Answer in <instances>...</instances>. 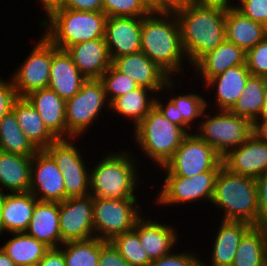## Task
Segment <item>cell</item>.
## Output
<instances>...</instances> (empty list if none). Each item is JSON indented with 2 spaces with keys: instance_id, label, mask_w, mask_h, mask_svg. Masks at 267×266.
Instances as JSON below:
<instances>
[{
  "instance_id": "6da1fadb",
  "label": "cell",
  "mask_w": 267,
  "mask_h": 266,
  "mask_svg": "<svg viewBox=\"0 0 267 266\" xmlns=\"http://www.w3.org/2000/svg\"><path fill=\"white\" fill-rule=\"evenodd\" d=\"M226 6L195 3L175 14L190 68L225 39Z\"/></svg>"
},
{
  "instance_id": "7a4b0ae2",
  "label": "cell",
  "mask_w": 267,
  "mask_h": 266,
  "mask_svg": "<svg viewBox=\"0 0 267 266\" xmlns=\"http://www.w3.org/2000/svg\"><path fill=\"white\" fill-rule=\"evenodd\" d=\"M141 51L171 78H183L185 68L190 66L175 14L150 13L142 18Z\"/></svg>"
},
{
  "instance_id": "3957f363",
  "label": "cell",
  "mask_w": 267,
  "mask_h": 266,
  "mask_svg": "<svg viewBox=\"0 0 267 266\" xmlns=\"http://www.w3.org/2000/svg\"><path fill=\"white\" fill-rule=\"evenodd\" d=\"M110 151L90 168V195L114 200L137 198L139 161L130 149ZM138 165V166H137Z\"/></svg>"
},
{
  "instance_id": "277c9868",
  "label": "cell",
  "mask_w": 267,
  "mask_h": 266,
  "mask_svg": "<svg viewBox=\"0 0 267 266\" xmlns=\"http://www.w3.org/2000/svg\"><path fill=\"white\" fill-rule=\"evenodd\" d=\"M211 204L223 210L221 220L261 225L255 178L232 173L222 166L216 177Z\"/></svg>"
},
{
  "instance_id": "5b68a950",
  "label": "cell",
  "mask_w": 267,
  "mask_h": 266,
  "mask_svg": "<svg viewBox=\"0 0 267 266\" xmlns=\"http://www.w3.org/2000/svg\"><path fill=\"white\" fill-rule=\"evenodd\" d=\"M107 16L103 11L60 8L41 19V32L57 48L66 50L81 42L104 38Z\"/></svg>"
},
{
  "instance_id": "8992f818",
  "label": "cell",
  "mask_w": 267,
  "mask_h": 266,
  "mask_svg": "<svg viewBox=\"0 0 267 266\" xmlns=\"http://www.w3.org/2000/svg\"><path fill=\"white\" fill-rule=\"evenodd\" d=\"M133 130V143H137L135 145L144 157L158 168L166 164L188 134L181 126L170 122L156 107Z\"/></svg>"
},
{
  "instance_id": "52a82bcc",
  "label": "cell",
  "mask_w": 267,
  "mask_h": 266,
  "mask_svg": "<svg viewBox=\"0 0 267 266\" xmlns=\"http://www.w3.org/2000/svg\"><path fill=\"white\" fill-rule=\"evenodd\" d=\"M209 112L205 110L194 133L213 147L221 157L243 144L253 134V123L247 118L237 116L230 110Z\"/></svg>"
},
{
  "instance_id": "ba28073f",
  "label": "cell",
  "mask_w": 267,
  "mask_h": 266,
  "mask_svg": "<svg viewBox=\"0 0 267 266\" xmlns=\"http://www.w3.org/2000/svg\"><path fill=\"white\" fill-rule=\"evenodd\" d=\"M106 107L104 111L110 110L103 82L100 79H87L80 91L66 100L67 138L82 139L94 126L93 122L100 120L99 116Z\"/></svg>"
},
{
  "instance_id": "9c48e42d",
  "label": "cell",
  "mask_w": 267,
  "mask_h": 266,
  "mask_svg": "<svg viewBox=\"0 0 267 266\" xmlns=\"http://www.w3.org/2000/svg\"><path fill=\"white\" fill-rule=\"evenodd\" d=\"M138 198L114 200L93 199L94 234L100 240L111 241L115 236L133 230L143 216Z\"/></svg>"
},
{
  "instance_id": "30bf717a",
  "label": "cell",
  "mask_w": 267,
  "mask_h": 266,
  "mask_svg": "<svg viewBox=\"0 0 267 266\" xmlns=\"http://www.w3.org/2000/svg\"><path fill=\"white\" fill-rule=\"evenodd\" d=\"M222 157L196 133H188L179 148L159 169L165 176L193 177L210 170H220Z\"/></svg>"
},
{
  "instance_id": "8fae6325",
  "label": "cell",
  "mask_w": 267,
  "mask_h": 266,
  "mask_svg": "<svg viewBox=\"0 0 267 266\" xmlns=\"http://www.w3.org/2000/svg\"><path fill=\"white\" fill-rule=\"evenodd\" d=\"M77 139L59 138L44 149L64 177L65 199L90 195V168L75 143Z\"/></svg>"
},
{
  "instance_id": "7c38bea8",
  "label": "cell",
  "mask_w": 267,
  "mask_h": 266,
  "mask_svg": "<svg viewBox=\"0 0 267 266\" xmlns=\"http://www.w3.org/2000/svg\"><path fill=\"white\" fill-rule=\"evenodd\" d=\"M219 170H210L193 177L165 176L161 191L155 196V206H177L178 204L205 203L211 200L214 194L215 181Z\"/></svg>"
},
{
  "instance_id": "4fadbf2b",
  "label": "cell",
  "mask_w": 267,
  "mask_h": 266,
  "mask_svg": "<svg viewBox=\"0 0 267 266\" xmlns=\"http://www.w3.org/2000/svg\"><path fill=\"white\" fill-rule=\"evenodd\" d=\"M39 36L24 62L10 76L18 97L49 86L52 43L43 34Z\"/></svg>"
},
{
  "instance_id": "5bb4252c",
  "label": "cell",
  "mask_w": 267,
  "mask_h": 266,
  "mask_svg": "<svg viewBox=\"0 0 267 266\" xmlns=\"http://www.w3.org/2000/svg\"><path fill=\"white\" fill-rule=\"evenodd\" d=\"M175 81L174 78H171L164 86L162 93L166 92L168 93L169 99L168 101L164 103L162 100V97L158 94H156L159 97H155V107L173 124L181 126L187 133H192V130L195 126V129L198 128L197 121L201 120L203 113L206 109H209L208 106H210L212 103L211 101L208 102L204 98V96H201L199 93L189 92L187 94H180L174 92L177 90L176 87H180L183 85L181 83V80ZM178 85V86H176ZM176 86V87H175ZM175 88V89H174ZM171 89V91H170ZM173 89V90H172ZM166 90V91H165ZM168 90V91H167ZM170 91V93H169ZM174 95V96H173ZM172 96V97H171ZM161 98V99H160ZM208 102V103H207ZM210 103V104H209ZM194 123H196L194 125ZM194 125V126H193ZM193 127V128H192ZM191 131V132H190Z\"/></svg>"
},
{
  "instance_id": "9a60e30c",
  "label": "cell",
  "mask_w": 267,
  "mask_h": 266,
  "mask_svg": "<svg viewBox=\"0 0 267 266\" xmlns=\"http://www.w3.org/2000/svg\"><path fill=\"white\" fill-rule=\"evenodd\" d=\"M92 195L70 197L59 202L61 245L68 241L88 240L95 237L93 227Z\"/></svg>"
},
{
  "instance_id": "2e32d148",
  "label": "cell",
  "mask_w": 267,
  "mask_h": 266,
  "mask_svg": "<svg viewBox=\"0 0 267 266\" xmlns=\"http://www.w3.org/2000/svg\"><path fill=\"white\" fill-rule=\"evenodd\" d=\"M29 192L39 201L65 200L64 177L53 158L44 149L38 150L32 157Z\"/></svg>"
},
{
  "instance_id": "e0dca14e",
  "label": "cell",
  "mask_w": 267,
  "mask_h": 266,
  "mask_svg": "<svg viewBox=\"0 0 267 266\" xmlns=\"http://www.w3.org/2000/svg\"><path fill=\"white\" fill-rule=\"evenodd\" d=\"M111 65L133 79L139 87L162 95L165 84L171 77L142 51L114 58Z\"/></svg>"
},
{
  "instance_id": "ac0fdd59",
  "label": "cell",
  "mask_w": 267,
  "mask_h": 266,
  "mask_svg": "<svg viewBox=\"0 0 267 266\" xmlns=\"http://www.w3.org/2000/svg\"><path fill=\"white\" fill-rule=\"evenodd\" d=\"M222 162L230 172L256 179L267 172V143L253 133L223 156Z\"/></svg>"
},
{
  "instance_id": "d6986e66",
  "label": "cell",
  "mask_w": 267,
  "mask_h": 266,
  "mask_svg": "<svg viewBox=\"0 0 267 266\" xmlns=\"http://www.w3.org/2000/svg\"><path fill=\"white\" fill-rule=\"evenodd\" d=\"M142 18H107L104 38L111 61L119 56L141 51Z\"/></svg>"
},
{
  "instance_id": "ffe728a7",
  "label": "cell",
  "mask_w": 267,
  "mask_h": 266,
  "mask_svg": "<svg viewBox=\"0 0 267 266\" xmlns=\"http://www.w3.org/2000/svg\"><path fill=\"white\" fill-rule=\"evenodd\" d=\"M146 218V219H145ZM160 223L155 218L142 216L138 220V236L140 243L148 254L150 261L157 260L165 255L170 254L175 246H178L180 234L175 225Z\"/></svg>"
},
{
  "instance_id": "44dd1931",
  "label": "cell",
  "mask_w": 267,
  "mask_h": 266,
  "mask_svg": "<svg viewBox=\"0 0 267 266\" xmlns=\"http://www.w3.org/2000/svg\"><path fill=\"white\" fill-rule=\"evenodd\" d=\"M87 78L74 64L71 55L52 43V62L48 88L55 91L65 101L81 89Z\"/></svg>"
},
{
  "instance_id": "7402d4cb",
  "label": "cell",
  "mask_w": 267,
  "mask_h": 266,
  "mask_svg": "<svg viewBox=\"0 0 267 266\" xmlns=\"http://www.w3.org/2000/svg\"><path fill=\"white\" fill-rule=\"evenodd\" d=\"M237 65H246V52L225 39L218 47L207 52L192 66L196 77L192 76L191 78H201L200 80L204 85L209 79Z\"/></svg>"
},
{
  "instance_id": "603a6c76",
  "label": "cell",
  "mask_w": 267,
  "mask_h": 266,
  "mask_svg": "<svg viewBox=\"0 0 267 266\" xmlns=\"http://www.w3.org/2000/svg\"><path fill=\"white\" fill-rule=\"evenodd\" d=\"M250 75L246 65H237L209 79L203 86L215 94V99L212 100L214 105H211L212 111L230 110L243 93Z\"/></svg>"
},
{
  "instance_id": "cb8c5ba5",
  "label": "cell",
  "mask_w": 267,
  "mask_h": 266,
  "mask_svg": "<svg viewBox=\"0 0 267 266\" xmlns=\"http://www.w3.org/2000/svg\"><path fill=\"white\" fill-rule=\"evenodd\" d=\"M218 231L213 236L211 244V261L205 263L202 260V266H232L236 250L242 236L252 227L247 222L242 221H227L220 219V225H217Z\"/></svg>"
},
{
  "instance_id": "d4e9b609",
  "label": "cell",
  "mask_w": 267,
  "mask_h": 266,
  "mask_svg": "<svg viewBox=\"0 0 267 266\" xmlns=\"http://www.w3.org/2000/svg\"><path fill=\"white\" fill-rule=\"evenodd\" d=\"M66 51L74 64L87 79H100L111 66L105 38L81 42L69 46Z\"/></svg>"
},
{
  "instance_id": "484cf974",
  "label": "cell",
  "mask_w": 267,
  "mask_h": 266,
  "mask_svg": "<svg viewBox=\"0 0 267 266\" xmlns=\"http://www.w3.org/2000/svg\"><path fill=\"white\" fill-rule=\"evenodd\" d=\"M25 98L37 110L43 123L58 139L67 138L66 101L64 99L49 88L32 91Z\"/></svg>"
},
{
  "instance_id": "4316f807",
  "label": "cell",
  "mask_w": 267,
  "mask_h": 266,
  "mask_svg": "<svg viewBox=\"0 0 267 266\" xmlns=\"http://www.w3.org/2000/svg\"><path fill=\"white\" fill-rule=\"evenodd\" d=\"M37 201L30 192H5L1 210L2 235L25 232Z\"/></svg>"
},
{
  "instance_id": "83f0119b",
  "label": "cell",
  "mask_w": 267,
  "mask_h": 266,
  "mask_svg": "<svg viewBox=\"0 0 267 266\" xmlns=\"http://www.w3.org/2000/svg\"><path fill=\"white\" fill-rule=\"evenodd\" d=\"M25 233L50 248L60 247L59 202L38 200Z\"/></svg>"
},
{
  "instance_id": "f1b7e54d",
  "label": "cell",
  "mask_w": 267,
  "mask_h": 266,
  "mask_svg": "<svg viewBox=\"0 0 267 266\" xmlns=\"http://www.w3.org/2000/svg\"><path fill=\"white\" fill-rule=\"evenodd\" d=\"M225 33L226 40L247 52L267 36V27L245 17L234 7H227Z\"/></svg>"
},
{
  "instance_id": "f546056e",
  "label": "cell",
  "mask_w": 267,
  "mask_h": 266,
  "mask_svg": "<svg viewBox=\"0 0 267 266\" xmlns=\"http://www.w3.org/2000/svg\"><path fill=\"white\" fill-rule=\"evenodd\" d=\"M32 157L0 151V190L29 192Z\"/></svg>"
},
{
  "instance_id": "4dcf8cb0",
  "label": "cell",
  "mask_w": 267,
  "mask_h": 266,
  "mask_svg": "<svg viewBox=\"0 0 267 266\" xmlns=\"http://www.w3.org/2000/svg\"><path fill=\"white\" fill-rule=\"evenodd\" d=\"M12 111L23 133L38 150L47 148L58 139L43 123L37 110L25 97H19L14 102Z\"/></svg>"
},
{
  "instance_id": "1f68e13d",
  "label": "cell",
  "mask_w": 267,
  "mask_h": 266,
  "mask_svg": "<svg viewBox=\"0 0 267 266\" xmlns=\"http://www.w3.org/2000/svg\"><path fill=\"white\" fill-rule=\"evenodd\" d=\"M152 93V94H150ZM151 95V96H150ZM156 93L153 90L138 87L133 91L115 98L110 103V112L132 122L133 129L155 107ZM129 118V119H128Z\"/></svg>"
},
{
  "instance_id": "d6a6232c",
  "label": "cell",
  "mask_w": 267,
  "mask_h": 266,
  "mask_svg": "<svg viewBox=\"0 0 267 266\" xmlns=\"http://www.w3.org/2000/svg\"><path fill=\"white\" fill-rule=\"evenodd\" d=\"M266 254L267 226H252L242 236L232 266H265Z\"/></svg>"
},
{
  "instance_id": "836d02e7",
  "label": "cell",
  "mask_w": 267,
  "mask_h": 266,
  "mask_svg": "<svg viewBox=\"0 0 267 266\" xmlns=\"http://www.w3.org/2000/svg\"><path fill=\"white\" fill-rule=\"evenodd\" d=\"M10 234L13 237L0 247L16 266L36 265L50 249L45 243L25 232Z\"/></svg>"
},
{
  "instance_id": "e575fe53",
  "label": "cell",
  "mask_w": 267,
  "mask_h": 266,
  "mask_svg": "<svg viewBox=\"0 0 267 266\" xmlns=\"http://www.w3.org/2000/svg\"><path fill=\"white\" fill-rule=\"evenodd\" d=\"M267 93V78L250 75L237 102L230 111L254 123L260 116Z\"/></svg>"
},
{
  "instance_id": "d590c367",
  "label": "cell",
  "mask_w": 267,
  "mask_h": 266,
  "mask_svg": "<svg viewBox=\"0 0 267 266\" xmlns=\"http://www.w3.org/2000/svg\"><path fill=\"white\" fill-rule=\"evenodd\" d=\"M0 151L33 157L38 149L20 128L13 111L0 120Z\"/></svg>"
},
{
  "instance_id": "8d00e7d4",
  "label": "cell",
  "mask_w": 267,
  "mask_h": 266,
  "mask_svg": "<svg viewBox=\"0 0 267 266\" xmlns=\"http://www.w3.org/2000/svg\"><path fill=\"white\" fill-rule=\"evenodd\" d=\"M63 251L66 266H98L100 259V239L64 242Z\"/></svg>"
},
{
  "instance_id": "74e56055",
  "label": "cell",
  "mask_w": 267,
  "mask_h": 266,
  "mask_svg": "<svg viewBox=\"0 0 267 266\" xmlns=\"http://www.w3.org/2000/svg\"><path fill=\"white\" fill-rule=\"evenodd\" d=\"M131 266H149L151 261L140 243L138 222L133 230L115 236L110 241Z\"/></svg>"
},
{
  "instance_id": "f35d334b",
  "label": "cell",
  "mask_w": 267,
  "mask_h": 266,
  "mask_svg": "<svg viewBox=\"0 0 267 266\" xmlns=\"http://www.w3.org/2000/svg\"><path fill=\"white\" fill-rule=\"evenodd\" d=\"M100 80L103 82L109 103L139 87L133 79L117 71L112 65L104 72Z\"/></svg>"
},
{
  "instance_id": "ab89813d",
  "label": "cell",
  "mask_w": 267,
  "mask_h": 266,
  "mask_svg": "<svg viewBox=\"0 0 267 266\" xmlns=\"http://www.w3.org/2000/svg\"><path fill=\"white\" fill-rule=\"evenodd\" d=\"M102 11L107 17H145L149 14L139 0H103Z\"/></svg>"
},
{
  "instance_id": "60d3db41",
  "label": "cell",
  "mask_w": 267,
  "mask_h": 266,
  "mask_svg": "<svg viewBox=\"0 0 267 266\" xmlns=\"http://www.w3.org/2000/svg\"><path fill=\"white\" fill-rule=\"evenodd\" d=\"M246 66L251 75L267 78V36L246 52Z\"/></svg>"
},
{
  "instance_id": "b9f144b4",
  "label": "cell",
  "mask_w": 267,
  "mask_h": 266,
  "mask_svg": "<svg viewBox=\"0 0 267 266\" xmlns=\"http://www.w3.org/2000/svg\"><path fill=\"white\" fill-rule=\"evenodd\" d=\"M187 252L184 250L183 252L177 251L171 252L168 255H165L157 260L151 262L149 266H202V261L195 251L191 252V249H188Z\"/></svg>"
},
{
  "instance_id": "7bdbcfd3",
  "label": "cell",
  "mask_w": 267,
  "mask_h": 266,
  "mask_svg": "<svg viewBox=\"0 0 267 266\" xmlns=\"http://www.w3.org/2000/svg\"><path fill=\"white\" fill-rule=\"evenodd\" d=\"M235 3L234 8L242 15L267 27V0H236Z\"/></svg>"
},
{
  "instance_id": "ee69618b",
  "label": "cell",
  "mask_w": 267,
  "mask_h": 266,
  "mask_svg": "<svg viewBox=\"0 0 267 266\" xmlns=\"http://www.w3.org/2000/svg\"><path fill=\"white\" fill-rule=\"evenodd\" d=\"M18 98L11 78L3 79L0 76V120L12 111L14 102Z\"/></svg>"
},
{
  "instance_id": "f6af8a7d",
  "label": "cell",
  "mask_w": 267,
  "mask_h": 266,
  "mask_svg": "<svg viewBox=\"0 0 267 266\" xmlns=\"http://www.w3.org/2000/svg\"><path fill=\"white\" fill-rule=\"evenodd\" d=\"M98 266H131L110 241L100 240V259Z\"/></svg>"
},
{
  "instance_id": "bcb514c9",
  "label": "cell",
  "mask_w": 267,
  "mask_h": 266,
  "mask_svg": "<svg viewBox=\"0 0 267 266\" xmlns=\"http://www.w3.org/2000/svg\"><path fill=\"white\" fill-rule=\"evenodd\" d=\"M258 196V209L261 217V225L267 223V172L255 179Z\"/></svg>"
},
{
  "instance_id": "7dc6e473",
  "label": "cell",
  "mask_w": 267,
  "mask_h": 266,
  "mask_svg": "<svg viewBox=\"0 0 267 266\" xmlns=\"http://www.w3.org/2000/svg\"><path fill=\"white\" fill-rule=\"evenodd\" d=\"M197 0H158V14H177Z\"/></svg>"
},
{
  "instance_id": "c3c4849f",
  "label": "cell",
  "mask_w": 267,
  "mask_h": 266,
  "mask_svg": "<svg viewBox=\"0 0 267 266\" xmlns=\"http://www.w3.org/2000/svg\"><path fill=\"white\" fill-rule=\"evenodd\" d=\"M103 0H67L64 8L77 11H102Z\"/></svg>"
},
{
  "instance_id": "681fc988",
  "label": "cell",
  "mask_w": 267,
  "mask_h": 266,
  "mask_svg": "<svg viewBox=\"0 0 267 266\" xmlns=\"http://www.w3.org/2000/svg\"><path fill=\"white\" fill-rule=\"evenodd\" d=\"M38 266H66L62 249L60 247L50 248L39 261Z\"/></svg>"
},
{
  "instance_id": "f907efd6",
  "label": "cell",
  "mask_w": 267,
  "mask_h": 266,
  "mask_svg": "<svg viewBox=\"0 0 267 266\" xmlns=\"http://www.w3.org/2000/svg\"><path fill=\"white\" fill-rule=\"evenodd\" d=\"M39 1V5H41L43 12L46 14L44 18H47L52 12L57 9L64 8L66 5L67 0H37Z\"/></svg>"
},
{
  "instance_id": "816d5d0a",
  "label": "cell",
  "mask_w": 267,
  "mask_h": 266,
  "mask_svg": "<svg viewBox=\"0 0 267 266\" xmlns=\"http://www.w3.org/2000/svg\"><path fill=\"white\" fill-rule=\"evenodd\" d=\"M253 133L267 143V119H257L253 123Z\"/></svg>"
},
{
  "instance_id": "f5cc1de1",
  "label": "cell",
  "mask_w": 267,
  "mask_h": 266,
  "mask_svg": "<svg viewBox=\"0 0 267 266\" xmlns=\"http://www.w3.org/2000/svg\"><path fill=\"white\" fill-rule=\"evenodd\" d=\"M139 2L149 14H158V0H139Z\"/></svg>"
},
{
  "instance_id": "db71d44e",
  "label": "cell",
  "mask_w": 267,
  "mask_h": 266,
  "mask_svg": "<svg viewBox=\"0 0 267 266\" xmlns=\"http://www.w3.org/2000/svg\"><path fill=\"white\" fill-rule=\"evenodd\" d=\"M236 0H197L198 3L203 4H219L226 7H234Z\"/></svg>"
},
{
  "instance_id": "11a10c76",
  "label": "cell",
  "mask_w": 267,
  "mask_h": 266,
  "mask_svg": "<svg viewBox=\"0 0 267 266\" xmlns=\"http://www.w3.org/2000/svg\"><path fill=\"white\" fill-rule=\"evenodd\" d=\"M0 266H16V264L8 257L4 250L0 247Z\"/></svg>"
},
{
  "instance_id": "9f6ffc18",
  "label": "cell",
  "mask_w": 267,
  "mask_h": 266,
  "mask_svg": "<svg viewBox=\"0 0 267 266\" xmlns=\"http://www.w3.org/2000/svg\"><path fill=\"white\" fill-rule=\"evenodd\" d=\"M258 119H267V93L265 97L264 106Z\"/></svg>"
},
{
  "instance_id": "6f0895ef",
  "label": "cell",
  "mask_w": 267,
  "mask_h": 266,
  "mask_svg": "<svg viewBox=\"0 0 267 266\" xmlns=\"http://www.w3.org/2000/svg\"><path fill=\"white\" fill-rule=\"evenodd\" d=\"M5 197V192L0 190V236L2 235V226H1V210H2V203Z\"/></svg>"
},
{
  "instance_id": "680465c9",
  "label": "cell",
  "mask_w": 267,
  "mask_h": 266,
  "mask_svg": "<svg viewBox=\"0 0 267 266\" xmlns=\"http://www.w3.org/2000/svg\"><path fill=\"white\" fill-rule=\"evenodd\" d=\"M265 266H267V254H266V260H265Z\"/></svg>"
}]
</instances>
